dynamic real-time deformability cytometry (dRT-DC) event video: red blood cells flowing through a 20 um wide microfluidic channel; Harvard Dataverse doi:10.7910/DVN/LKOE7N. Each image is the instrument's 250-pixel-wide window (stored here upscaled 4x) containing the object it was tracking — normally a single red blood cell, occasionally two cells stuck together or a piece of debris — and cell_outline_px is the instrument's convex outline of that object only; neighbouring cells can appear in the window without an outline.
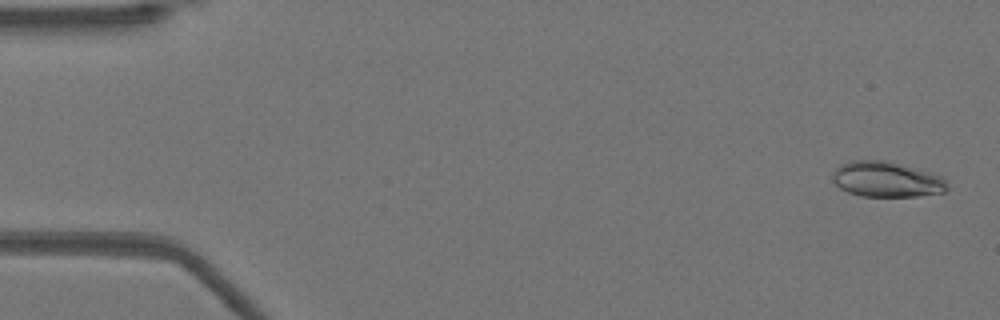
{"species": "Egyptian fruit bat (a non-hibernating species)", "species_latin": "Rousettus aegyptiacus", "temperature_condition": "warm", "stored_images_in_passage": 51, "camera_frame_rate_fps": 3000, "um_per_image_px": 0.085, "animal": {"sex": "female"}, "frame": {"image": 1, "passage_image": 2, "time_ms": 0.333, "image_size_px": [1000, 320], "cell_outline_px": [[948, 188], [944, 192], [916, 196], [860, 196], [848, 192], [840, 188], [832, 180], [832, 172], [840, 164], [848, 160], [884, 160], [932, 172], [940, 176], [948, 184]], "centroid_in_image_um": [75.33, 15.24], "position_along_channel_um": 9.7, "area_um2": 23.76}}
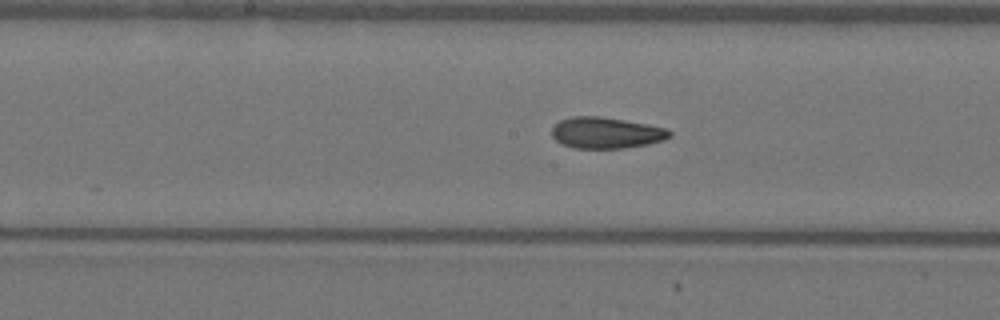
{"frame": {"image": 2, "passage_image": 26, "time_ms": 8.333, "image_size_px": [1000, 320], "cell_outline_px": [[672, 136], [664, 140], [648, 144], [624, 148], [576, 148], [560, 144], [552, 136], [552, 128], [560, 120], [572, 116], [600, 116], [648, 124], [668, 128], [672, 132]], "centroid_in_image_um": [51.54, 11.29], "position_along_channel_um": 196.7, "area_um2": 21.56}}
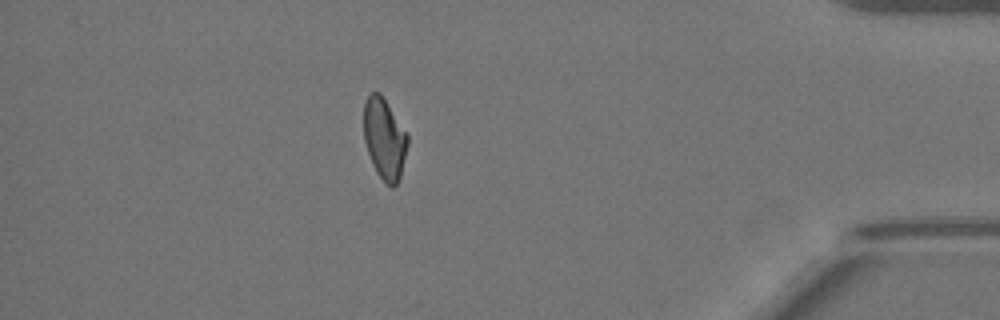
{"frame": {"image": 3, "passage_image": 45, "time_ms": 14.667, "image_size_px": [1000, 320], "cell_outline_px": [[408, 144], [400, 176], [396, 184], [392, 188], [376, 172], [372, 164], [364, 140], [364, 100], [372, 92], [380, 92], [408, 132]], "centroid_in_image_um": [32.68, 11.75], "position_along_channel_um": 402.5, "area_um2": 20.75}, "authors_computed_cell_mechanics": {"area_um2": 21.7906, "velocity_mm_per_s": 3.9546, "shape_relaxation_time_tau1_ms": null, "shape_relaxation_time_tau2_ms": 1.9698, "deformation_change_tau1": null, "deformation_change_tau2": 0.0798}}